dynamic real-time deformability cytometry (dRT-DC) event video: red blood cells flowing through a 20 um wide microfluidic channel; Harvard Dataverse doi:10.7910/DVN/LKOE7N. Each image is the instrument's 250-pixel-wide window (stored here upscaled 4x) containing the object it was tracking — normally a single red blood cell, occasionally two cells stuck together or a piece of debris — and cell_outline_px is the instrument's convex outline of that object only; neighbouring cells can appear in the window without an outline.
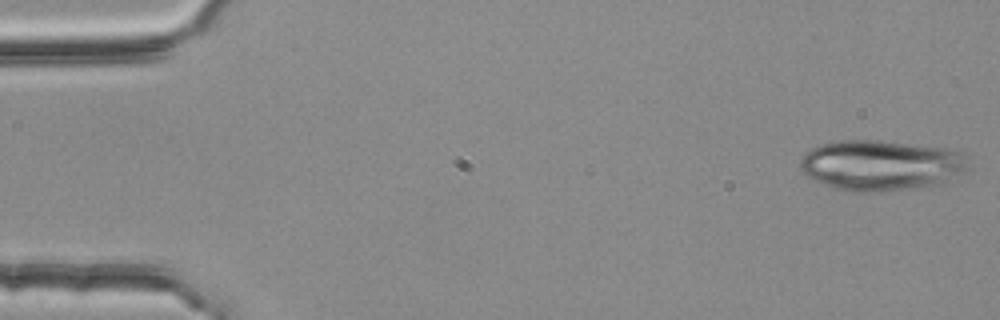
{"species": "common noctule bat (a hibernating species)", "species_latin": "Nyctalus noctula", "temperature_condition": "room temperature", "stored_images_in_passage": 4, "camera_frame_rate_fps": 3000, "um_per_image_px": 0.085, "animal": {"sex": "female", "body_mass_g": 25.1}, "frame": {"image": 1, "passage_image": 1, "time_ms": 0.0, "image_size_px": [1000, 320], "cell_outline_px": [[968, 172], [940, 184], [904, 188], [860, 192], [852, 192], [836, 188], [812, 180], [800, 168], [800, 160], [804, 152], [820, 144], [840, 140], [876, 140], [948, 148], [960, 152], [968, 156]], "centroid_in_image_um": [74.9, 14.03], "position_along_channel_um": 10.1, "area_um2": 49.48}}